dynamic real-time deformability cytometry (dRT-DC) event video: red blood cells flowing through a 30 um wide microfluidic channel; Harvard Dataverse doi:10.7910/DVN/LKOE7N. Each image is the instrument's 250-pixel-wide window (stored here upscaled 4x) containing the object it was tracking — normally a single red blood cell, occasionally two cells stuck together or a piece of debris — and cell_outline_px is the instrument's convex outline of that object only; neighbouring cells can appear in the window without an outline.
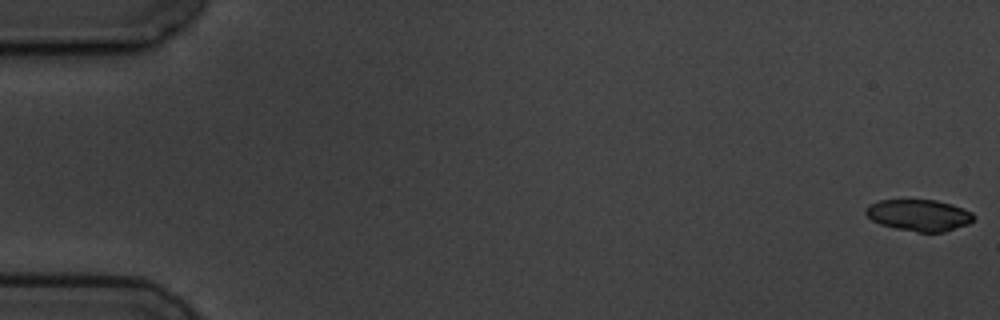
{"species": "common noctule bat (a hibernating species)", "species_latin": "Nyctalus noctula", "temperature_condition": "cold", "stored_images_in_passage": 4, "camera_frame_rate_fps": 3000, "um_per_image_px": 0.085, "animal": {"sex": "male", "body_mass_g": 19.5, "forearm_length_mm": 54.6}, "frame": {"image": 1, "passage_image": 1, "time_ms": 0.0, "image_size_px": [1000, 320], "cell_outline_px": [[976, 216], [968, 224], [944, 232], [916, 232], [896, 228], [880, 224], [872, 220], [864, 212], [864, 208], [868, 204], [880, 200], [936, 200], [952, 204], [964, 208], [972, 212]], "centroid_in_image_um": [78.11, 18.28], "position_along_channel_um": 6.9, "area_um2": 19.94}}